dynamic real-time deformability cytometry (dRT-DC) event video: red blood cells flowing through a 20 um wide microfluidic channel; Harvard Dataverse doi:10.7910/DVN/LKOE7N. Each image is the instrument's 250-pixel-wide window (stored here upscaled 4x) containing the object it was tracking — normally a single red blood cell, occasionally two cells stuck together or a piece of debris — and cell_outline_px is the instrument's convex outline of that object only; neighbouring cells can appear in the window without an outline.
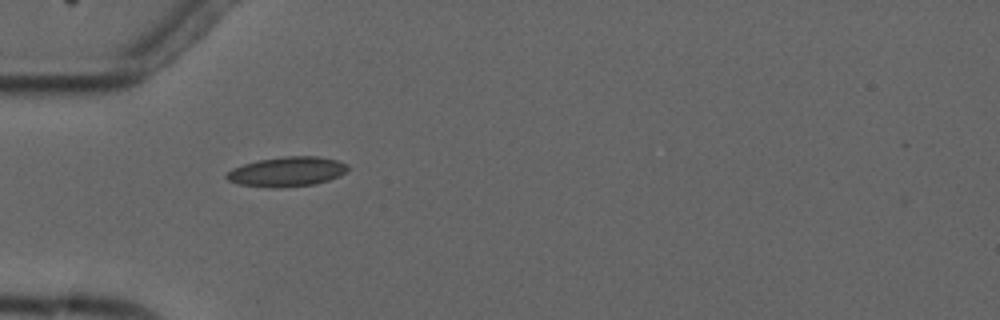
{"species": "common noctule bat (a hibernating species)", "species_latin": "Nyctalus noctula", "temperature_condition": "cold", "stored_images_in_passage": 2, "camera_frame_rate_fps": 3000, "um_per_image_px": 0.085, "animal": {"sex": "male", "forearm_length_mm": 52.5}, "frame": {"image": 1, "passage_image": 2, "time_ms": 1.667, "image_size_px": [1000, 320], "cell_outline_px": [[348, 168], [340, 176], [316, 184], [280, 188], [272, 188], [236, 184], [228, 180], [224, 176], [232, 168], [256, 160], [284, 156], [320, 156], [336, 160], [348, 164]], "centroid_in_image_um": [24.37, 14.59], "position_along_channel_um": 60.6, "area_um2": 21.21}}